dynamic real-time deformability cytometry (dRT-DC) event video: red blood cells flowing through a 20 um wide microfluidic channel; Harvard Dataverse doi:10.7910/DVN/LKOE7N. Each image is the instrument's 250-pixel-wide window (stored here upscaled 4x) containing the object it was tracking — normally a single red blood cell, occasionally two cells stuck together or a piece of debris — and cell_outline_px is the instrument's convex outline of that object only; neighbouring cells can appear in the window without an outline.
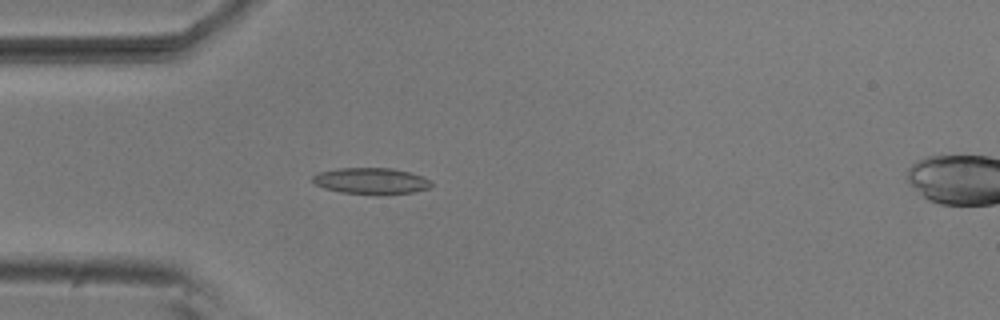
{"species": "common noctule bat (a hibernating species)", "species_latin": "Nyctalus noctula", "temperature_condition": "room temperature", "stored_images_in_passage": 5, "camera_frame_rate_fps": 3000, "um_per_image_px": 0.085, "animal": {"sex": "male", "body_mass_g": 20.5, "forearm_length_mm": 52.5}, "frame": {"image": 1, "passage_image": 4, "time_ms": 1.0, "image_size_px": [1000, 320], "cell_outline_px": [[432, 184], [428, 188], [412, 192], [380, 196], [376, 196], [340, 192], [324, 188], [316, 184], [312, 180], [312, 176], [320, 172], [336, 168], [392, 168], [408, 172], [420, 176], [428, 180]], "centroid_in_image_um": [31.51, 15.4], "position_along_channel_um": 53.5, "area_um2": 18.32}}